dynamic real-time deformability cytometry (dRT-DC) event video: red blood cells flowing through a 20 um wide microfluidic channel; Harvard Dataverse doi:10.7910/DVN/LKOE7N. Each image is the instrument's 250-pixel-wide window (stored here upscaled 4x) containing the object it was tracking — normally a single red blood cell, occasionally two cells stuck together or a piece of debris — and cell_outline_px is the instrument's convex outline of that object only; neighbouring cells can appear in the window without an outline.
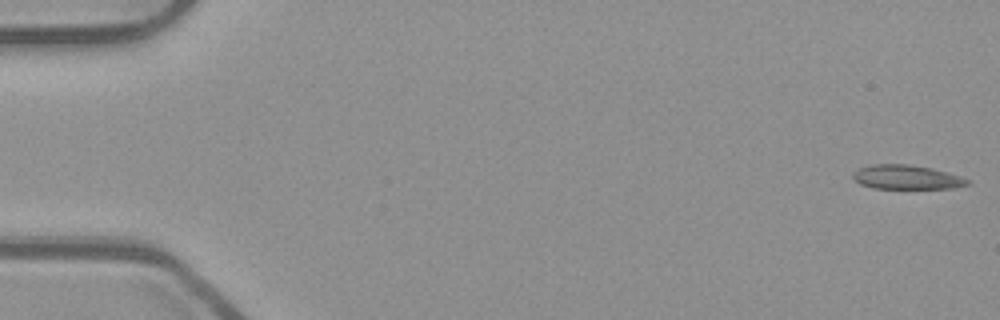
{"species": "common noctule bat (a hibernating species)", "species_latin": "Nyctalus noctula", "temperature_condition": "room temperature", "stored_images_in_passage": 53, "camera_frame_rate_fps": 3000, "um_per_image_px": 0.085, "animal": {"sex": "male", "body_mass_g": 23.1, "forearm_length_mm": 52.7}, "frame": {"image": 1, "passage_image": 1, "time_ms": 0.0, "image_size_px": [1000, 320], "cell_outline_px": [[972, 180], [968, 184], [952, 188], [872, 188], [860, 184], [852, 176], [852, 172], [856, 168], [872, 164], [908, 164], [932, 168], [960, 176]], "centroid_in_image_um": [77.02, 15.05], "position_along_channel_um": 8.0, "area_um2": 16.18}}
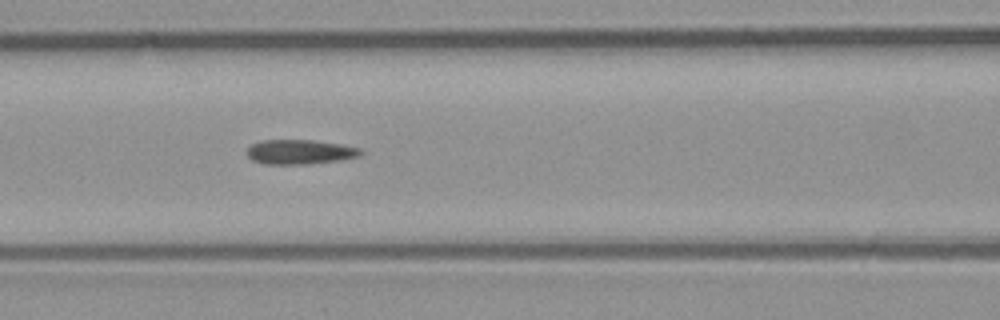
{"frame": {"image": 2, "passage_image": 23, "time_ms": 7.333, "image_size_px": [1000, 320], "cell_outline_px": [[360, 156], [344, 160], [308, 164], [264, 164], [252, 160], [248, 156], [248, 148], [252, 144], [260, 140], [312, 140], [340, 144], [360, 148]], "centroid_in_image_um": [25.49, 12.92], "position_along_channel_um": 141.1, "area_um2": 16.3}}
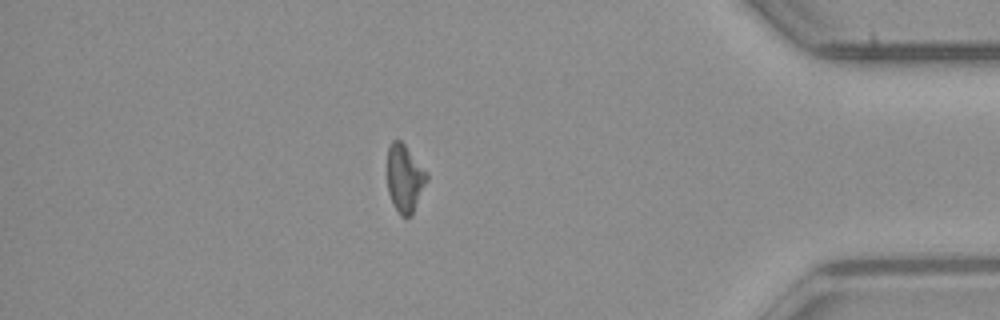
{"frame": {"image": 3, "passage_image": 46, "time_ms": 15.0, "image_size_px": [1000, 320], "cell_outline_px": [[428, 180], [412, 216], [400, 216], [392, 204], [388, 192], [388, 144], [392, 140], [400, 140], [404, 144], [428, 172]], "centroid_in_image_um": [34.41, 15.17], "position_along_channel_um": 400.8, "area_um2": 15.78}, "authors_computed_cell_mechanics": {"area_um2": 16.473, "velocity_mm_per_s": 3.9133, "shape_relaxation_time_tau1_ms": null, "shape_relaxation_time_tau2_ms": 9.2875, "deformation_change_tau1": null, "deformation_change_tau2": 0.1836}}